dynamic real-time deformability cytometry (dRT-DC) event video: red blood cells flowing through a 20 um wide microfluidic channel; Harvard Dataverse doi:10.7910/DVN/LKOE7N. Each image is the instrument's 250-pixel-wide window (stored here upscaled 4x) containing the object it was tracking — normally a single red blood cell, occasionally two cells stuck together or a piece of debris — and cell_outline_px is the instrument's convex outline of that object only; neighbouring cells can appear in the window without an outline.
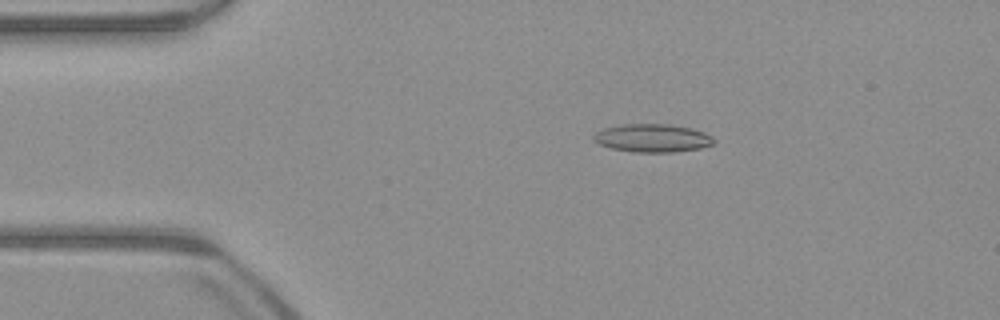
{"species": "common noctule bat (a hibernating species)", "species_latin": "Nyctalus noctula", "temperature_condition": "warm", "stored_images_in_passage": 52, "camera_frame_rate_fps": 3000, "um_per_image_px": 0.085, "animal": {"sex": "male", "body_mass_g": 23.1, "forearm_length_mm": 52.7}, "frame": {"image": 1, "passage_image": 10, "time_ms": 3.0, "image_size_px": [1000, 320], "cell_outline_px": [[716, 140], [712, 144], [700, 148], [672, 152], [632, 152], [612, 148], [600, 144], [592, 140], [592, 136], [596, 132], [604, 128], [620, 124], [668, 124], [692, 128], [704, 132], [712, 136]], "centroid_in_image_um": [55.45, 11.73], "position_along_channel_um": 29.6, "area_um2": 19.77}}
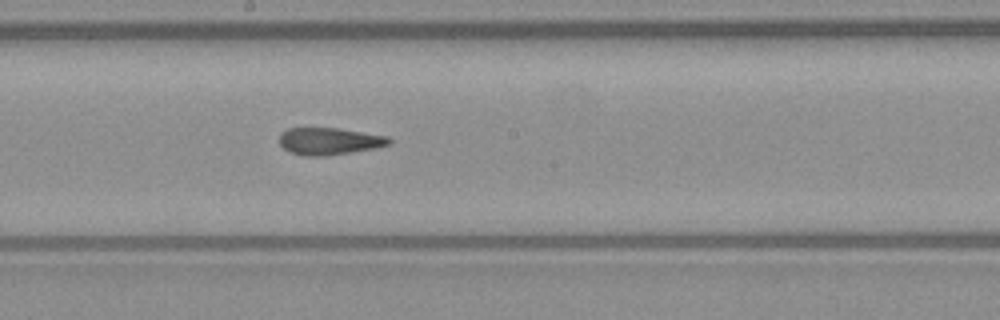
{"frame": {"image": 2, "passage_image": 28, "time_ms": 9.0, "image_size_px": [1000, 320], "cell_outline_px": [[392, 140], [388, 144], [376, 148], [320, 156], [304, 156], [292, 152], [284, 148], [280, 144], [280, 132], [288, 128], [340, 128], [388, 136]], "centroid_in_image_um": [27.98, 11.98], "position_along_channel_um": 220.2, "area_um2": 17.17}}
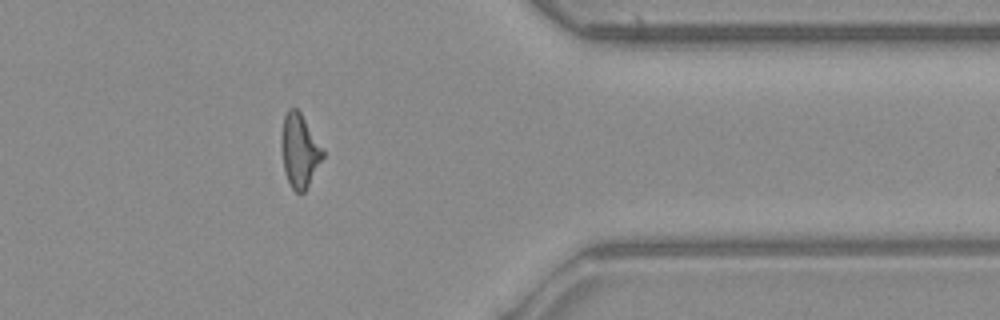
{"frame": {"image": 3, "passage_image": 42, "time_ms": 13.667, "image_size_px": [1000, 320], "cell_outline_px": [[324, 156], [304, 192], [296, 192], [292, 188], [284, 172], [280, 148], [280, 136], [284, 116], [288, 108], [296, 108], [300, 112], [324, 148]], "centroid_in_image_um": [25.44, 12.77], "position_along_channel_um": 386.0, "area_um2": 17.92}, "authors_computed_cell_mechanics": {"area_um2": 18.0914, "velocity_mm_per_s": 3.9738, "shape_relaxation_time_tau1_ms": null, "shape_relaxation_time_tau2_ms": 2.5302, "deformation_change_tau1": null, "deformation_change_tau2": 0.128}}